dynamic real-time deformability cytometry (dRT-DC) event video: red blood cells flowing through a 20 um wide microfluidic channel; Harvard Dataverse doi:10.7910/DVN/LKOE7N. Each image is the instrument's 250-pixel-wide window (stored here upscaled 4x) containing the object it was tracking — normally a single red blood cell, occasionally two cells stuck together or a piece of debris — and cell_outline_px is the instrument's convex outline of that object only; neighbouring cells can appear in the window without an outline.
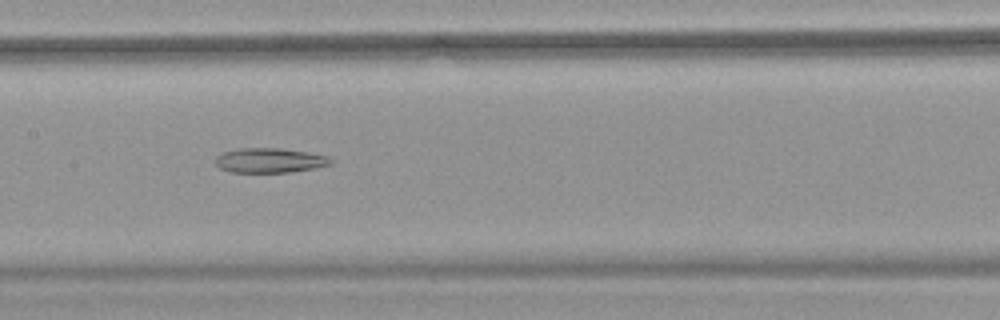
{"species": "common noctule bat (a hibernating species)", "species_latin": "Nyctalus noctula", "temperature_condition": "warm", "stored_images_in_passage": 37, "camera_frame_rate_fps": 3000, "um_per_image_px": 0.085, "animal": {"sex": "female", "body_mass_g": 18.4}, "frame": {"image": 1, "passage_image": 11, "time_ms": 3.333, "image_size_px": [1000, 320], "cell_outline_px": [[332, 164], [312, 168], [288, 172], [232, 172], [220, 168], [216, 164], [216, 156], [224, 152], [240, 148], [280, 148], [308, 152], [328, 156], [332, 160]], "centroid_in_image_um": [22.92, 13.62], "position_along_channel_um": 184.5, "area_um2": 16.42}}